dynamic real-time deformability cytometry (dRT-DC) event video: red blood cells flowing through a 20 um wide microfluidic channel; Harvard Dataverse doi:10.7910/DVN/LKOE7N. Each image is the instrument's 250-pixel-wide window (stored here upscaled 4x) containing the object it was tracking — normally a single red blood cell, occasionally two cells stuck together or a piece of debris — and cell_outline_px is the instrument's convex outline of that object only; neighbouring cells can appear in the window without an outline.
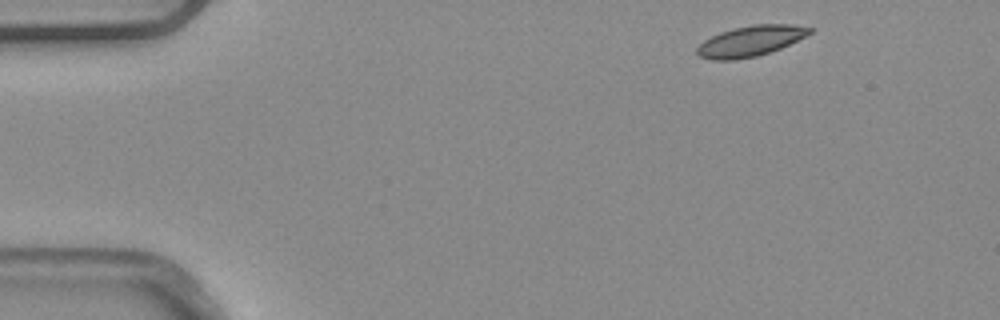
{"species": "common noctule bat (a hibernating species)", "species_latin": "Nyctalus noctula", "temperature_condition": "warm", "stored_images_in_passage": 7, "camera_frame_rate_fps": 3000, "um_per_image_px": 0.085, "animal": {"sex": "male", "body_mass_g": 20.4}, "frame": {"image": 1, "passage_image": 1, "time_ms": 0.0, "image_size_px": [1000, 320], "cell_outline_px": [[812, 32], [780, 48], [756, 56], [736, 60], [712, 60], [700, 56], [696, 52], [696, 48], [704, 40], [720, 32], [732, 28], [752, 24], [792, 24], [812, 28]], "centroid_in_image_um": [63.75, 3.48], "position_along_channel_um": 21.3, "area_um2": 19.88}}